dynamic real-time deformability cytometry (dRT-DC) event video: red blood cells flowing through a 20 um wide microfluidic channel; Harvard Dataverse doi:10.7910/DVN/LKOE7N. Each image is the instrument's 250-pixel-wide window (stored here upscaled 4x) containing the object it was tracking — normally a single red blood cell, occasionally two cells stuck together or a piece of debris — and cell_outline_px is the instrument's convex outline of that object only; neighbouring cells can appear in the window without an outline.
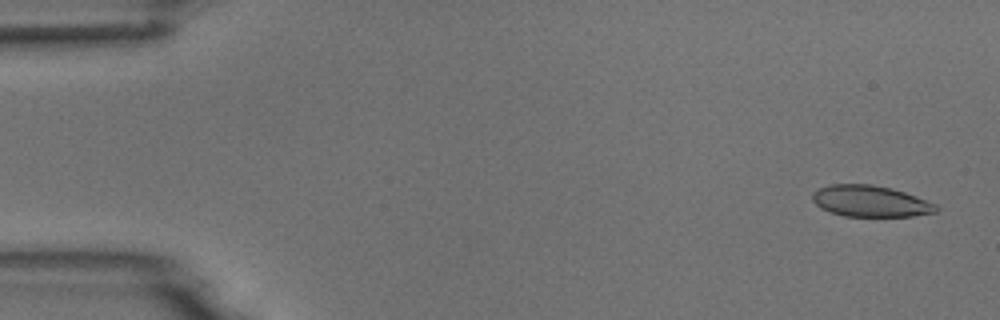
{"species": "common noctule bat (a hibernating species)", "species_latin": "Nyctalus noctula", "temperature_condition": "room temperature", "stored_images_in_passage": 4, "camera_frame_rate_fps": 3000, "um_per_image_px": 0.085, "animal": {"sex": "male", "body_mass_g": 18.8}, "frame": {"image": 1, "passage_image": 1, "time_ms": 0.0, "image_size_px": [1000, 320], "cell_outline_px": [[940, 208], [936, 212], [912, 216], [844, 216], [828, 212], [820, 208], [812, 200], [812, 192], [816, 188], [832, 184], [872, 184], [892, 188], [916, 196], [936, 204]], "centroid_in_image_um": [73.95, 17.09], "position_along_channel_um": 11.1, "area_um2": 22.77}}
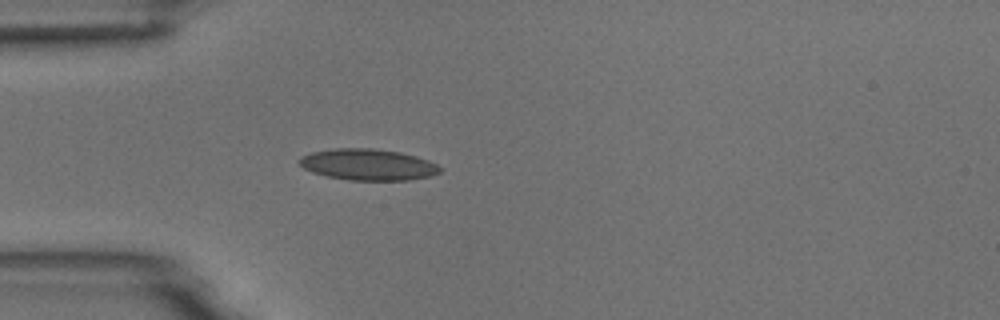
{"frame": {"image": 2, "passage_image": 4, "time_ms": 4.333, "image_size_px": [1000, 320], "cell_outline_px": [[444, 168], [440, 172], [432, 176], [408, 180], [348, 180], [328, 176], [312, 172], [304, 168], [296, 160], [300, 156], [312, 152], [336, 148], [376, 148], [400, 152], [416, 156], [428, 160]], "centroid_in_image_um": [31.29, 13.98], "position_along_channel_um": 53.7, "area_um2": 25.84}}